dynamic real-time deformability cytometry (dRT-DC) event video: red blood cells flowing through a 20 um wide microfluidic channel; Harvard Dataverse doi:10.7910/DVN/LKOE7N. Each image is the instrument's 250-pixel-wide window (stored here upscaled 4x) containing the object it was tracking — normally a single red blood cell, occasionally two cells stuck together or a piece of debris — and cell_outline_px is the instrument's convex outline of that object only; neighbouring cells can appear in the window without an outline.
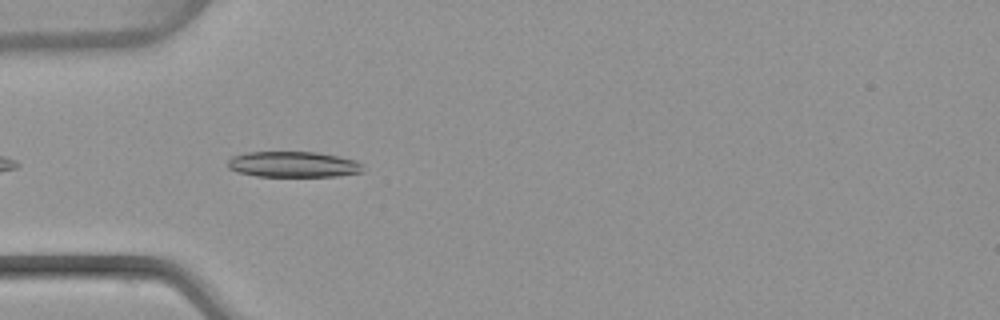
{"species": "common noctule bat (a hibernating species)", "species_latin": "Nyctalus noctula", "temperature_condition": "warm", "stored_images_in_passage": 7, "camera_frame_rate_fps": 3000, "um_per_image_px": 0.085, "animal": {"sex": "female", "body_mass_g": 22.7, "forearm_length_mm": 54.2}, "frame": {"image": 1, "passage_image": 3, "time_ms": 0.667, "image_size_px": [1000, 320], "cell_outline_px": [[364, 172], [336, 176], [256, 176], [236, 172], [228, 168], [228, 160], [232, 156], [248, 152], [316, 152], [340, 156], [356, 160], [364, 164]], "centroid_in_image_um": [24.96, 13.97], "position_along_channel_um": 60.0, "area_um2": 20.52}}